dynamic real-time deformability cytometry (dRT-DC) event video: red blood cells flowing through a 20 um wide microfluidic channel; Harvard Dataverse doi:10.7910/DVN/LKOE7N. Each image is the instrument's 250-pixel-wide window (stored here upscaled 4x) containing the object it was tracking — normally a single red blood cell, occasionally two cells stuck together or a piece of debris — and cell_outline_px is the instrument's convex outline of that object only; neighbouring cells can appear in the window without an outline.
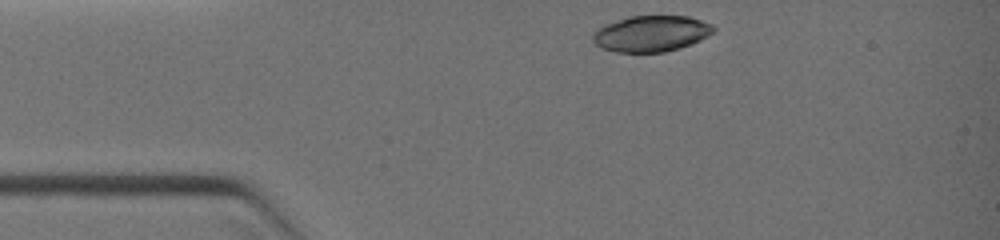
{"species": "common noctule bat (a hibernating species)", "species_latin": "Nyctalus noctula", "temperature_condition": "warm", "stored_images_in_passage": 29, "camera_frame_rate_fps": 3000, "um_per_image_px": 0.085, "animal": {"sex": "female", "body_mass_g": 19.0, "forearm_length_mm": 51.5}, "frame": {"image": 1, "passage_image": 1, "time_ms": 0.0, "image_size_px": [1000, 240], "cell_outline_px": [[716, 28], [712, 32], [700, 40], [680, 48], [664, 52], [616, 52], [600, 48], [592, 40], [592, 36], [596, 28], [604, 24], [628, 16], [688, 16], [712, 24]], "centroid_in_image_um": [55.31, 2.85], "position_along_channel_um": 29.7, "area_um2": 25.43}}
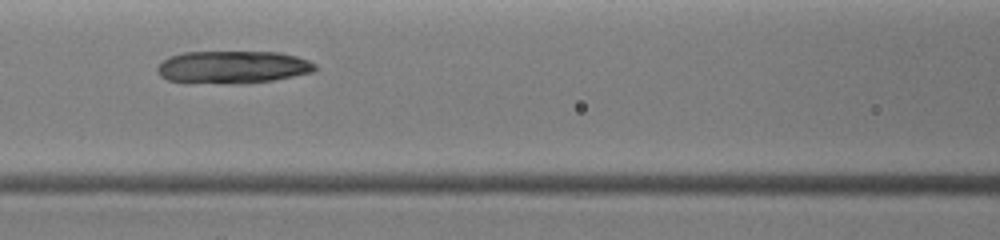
{"frame": {"image": 2, "passage_image": 13, "time_ms": 3.0, "image_size_px": [1000, 240], "cell_outline_px": [[316, 68], [312, 72], [272, 80], [244, 84], [240, 84], [168, 80], [160, 76], [156, 72], [156, 68], [164, 60], [172, 56], [184, 52], [280, 52], [296, 56], [308, 60], [316, 64]], "centroid_in_image_um": [19.8, 5.7], "position_along_channel_um": 146.8, "area_um2": 29.65}}
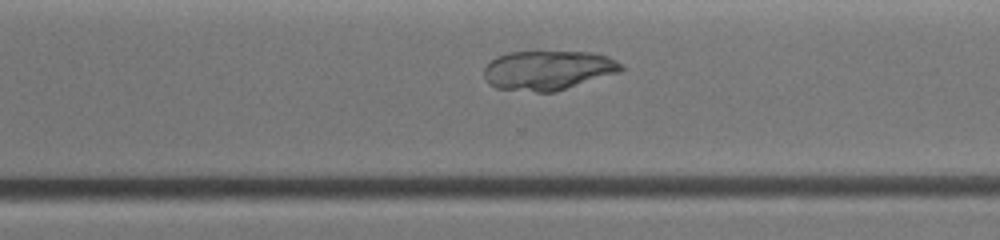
{"frame": {"image": 3, "passage_image": 24, "time_ms": 6.333, "image_size_px": [1000, 240], "cell_outline_px": [[624, 68], [620, 72], [556, 92], [536, 92], [496, 88], [488, 84], [484, 76], [484, 68], [496, 56], [508, 52], [592, 52], [608, 56], [624, 64]], "centroid_in_image_um": [46.6, 5.97], "position_along_channel_um": 324.0, "area_um2": 31.73}}